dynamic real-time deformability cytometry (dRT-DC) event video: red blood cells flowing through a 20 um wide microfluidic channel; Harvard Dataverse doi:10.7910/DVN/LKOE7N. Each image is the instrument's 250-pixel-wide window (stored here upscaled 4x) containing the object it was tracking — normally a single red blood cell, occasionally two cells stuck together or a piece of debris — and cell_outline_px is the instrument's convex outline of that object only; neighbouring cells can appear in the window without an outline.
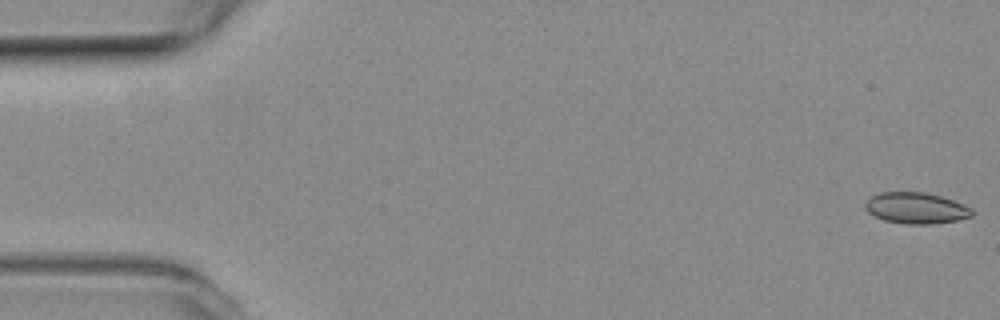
{"species": "common noctule bat (a hibernating species)", "species_latin": "Nyctalus noctula", "temperature_condition": "room temperature", "stored_images_in_passage": 54, "camera_frame_rate_fps": 3000, "um_per_image_px": 0.085, "animal": {"sex": "female", "body_mass_g": 19.3, "forearm_length_mm": 54.1}, "frame": {"image": 1, "passage_image": 1, "time_ms": 0.0, "image_size_px": [1000, 320], "cell_outline_px": [[972, 216], [956, 220], [932, 224], [904, 224], [884, 220], [868, 212], [864, 208], [864, 204], [872, 196], [880, 192], [924, 192], [940, 196], [964, 204], [972, 208]], "centroid_in_image_um": [77.85, 17.69], "position_along_channel_um": 7.1, "area_um2": 19.31}}
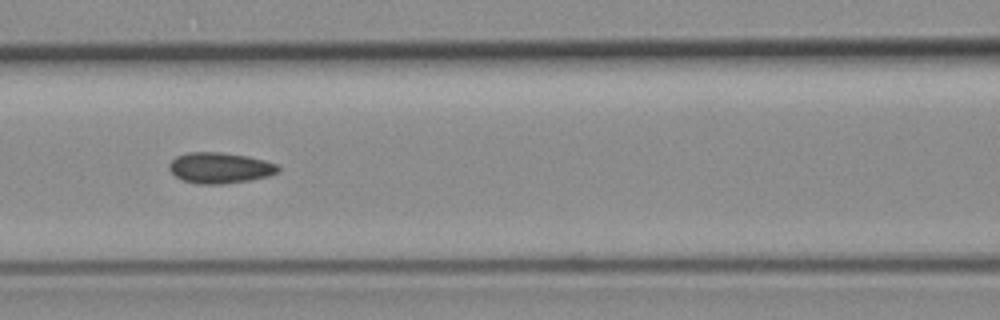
{"frame": {"image": 2, "passage_image": 23, "time_ms": 7.333, "image_size_px": [1000, 320], "cell_outline_px": [[280, 172], [268, 176], [252, 180], [224, 184], [196, 184], [184, 180], [176, 176], [168, 168], [168, 164], [176, 156], [188, 152], [220, 152], [248, 156], [264, 160], [276, 164], [280, 168]], "centroid_in_image_um": [18.7, 14.27], "position_along_channel_um": 147.9, "area_um2": 19.71}}
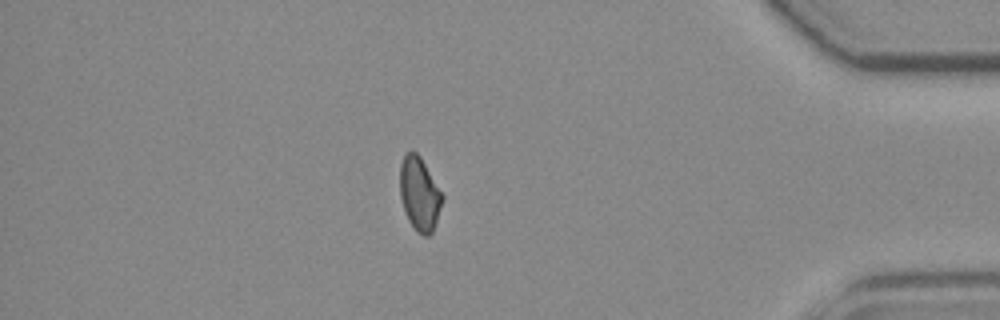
{"frame": {"image": 3, "passage_image": 46, "time_ms": 15.0, "image_size_px": [1000, 320], "cell_outline_px": [[444, 200], [432, 232], [428, 236], [424, 236], [416, 232], [408, 220], [400, 196], [400, 164], [404, 156], [408, 152], [416, 152], [420, 156], [444, 196]], "centroid_in_image_um": [35.66, 16.5], "position_along_channel_um": 399.5, "area_um2": 18.09}, "authors_computed_cell_mechanics": {"area_um2": 19.0451, "velocity_mm_per_s": 3.8329, "shape_relaxation_time_tau1_ms": null, "shape_relaxation_time_tau2_ms": 4.5854, "deformation_change_tau1": null, "deformation_change_tau2": 0.094}}